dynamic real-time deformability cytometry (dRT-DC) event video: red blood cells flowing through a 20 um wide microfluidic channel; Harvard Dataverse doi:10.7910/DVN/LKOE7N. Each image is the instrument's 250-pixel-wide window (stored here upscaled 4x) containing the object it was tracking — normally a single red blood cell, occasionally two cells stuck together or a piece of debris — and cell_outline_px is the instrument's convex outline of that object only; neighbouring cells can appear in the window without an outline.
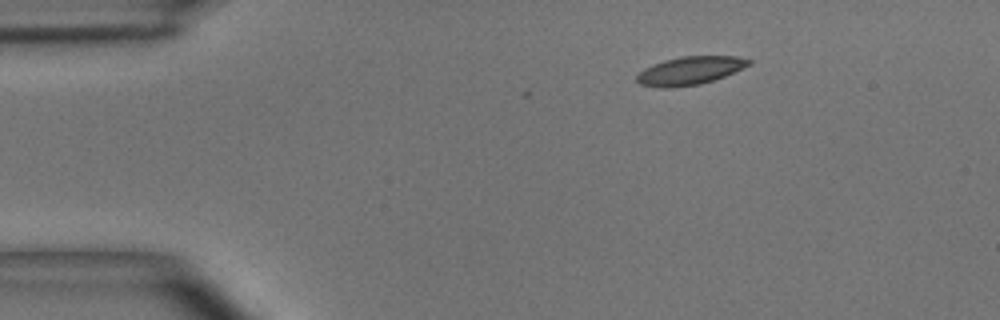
{"species": "common noctule bat (a hibernating species)", "species_latin": "Nyctalus noctula", "temperature_condition": "room temperature", "stored_images_in_passage": 43, "camera_frame_rate_fps": 3000, "um_per_image_px": 0.085, "animal": {"sex": "male", "body_mass_g": 15.6}, "frame": {"image": 1, "passage_image": 1, "time_ms": 0.0, "image_size_px": [1000, 320], "cell_outline_px": [[752, 64], [724, 76], [700, 84], [672, 88], [660, 88], [640, 84], [636, 80], [636, 76], [644, 68], [652, 64], [664, 60], [680, 56], [736, 56], [752, 60]], "centroid_in_image_um": [58.62, 6.0], "position_along_channel_um": 26.4, "area_um2": 18.44}}
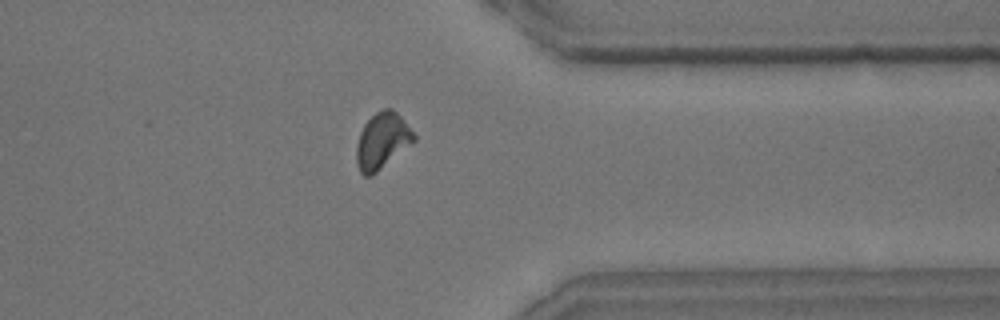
{"frame": {"image": 2, "passage_image": 33, "time_ms": 10.667, "image_size_px": [1000, 320], "cell_outline_px": [[416, 140], [372, 176], [364, 176], [360, 172], [356, 160], [356, 144], [360, 132], [364, 124], [376, 112], [384, 108], [392, 108], [400, 116], [416, 136]], "centroid_in_image_um": [32.47, 11.98], "position_along_channel_um": 378.9, "area_um2": 18.67}}
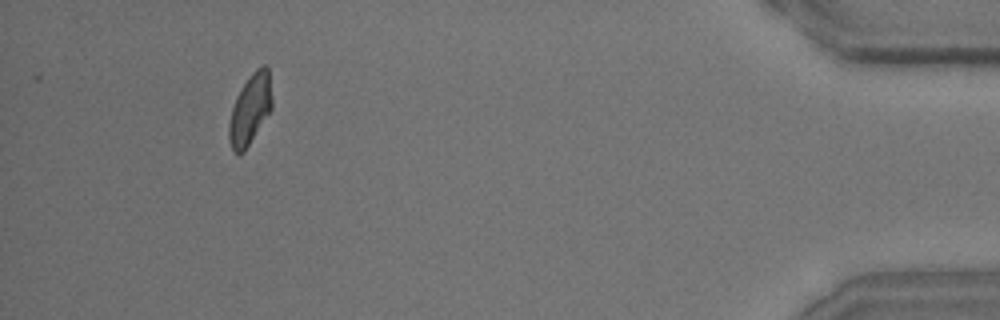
{"frame": {"image": 3, "passage_image": 40, "time_ms": 13.0, "image_size_px": [1000, 320], "cell_outline_px": [[272, 108], [244, 152], [236, 152], [232, 148], [228, 136], [228, 124], [232, 108], [236, 96], [252, 72], [256, 68], [264, 64], [268, 64], [272, 96]], "centroid_in_image_um": [21.27, 9.24], "position_along_channel_um": 413.9, "area_um2": 17.51}, "authors_computed_cell_mechanics": {"area_um2": 18.3226, "velocity_mm_per_s": 3.9371, "shape_relaxation_time_tau1_ms": 4.2068, "shape_relaxation_time_tau2_ms": 2.2888, "deformation_change_tau1": 0.1268, "deformation_change_tau2": 0.0763}}